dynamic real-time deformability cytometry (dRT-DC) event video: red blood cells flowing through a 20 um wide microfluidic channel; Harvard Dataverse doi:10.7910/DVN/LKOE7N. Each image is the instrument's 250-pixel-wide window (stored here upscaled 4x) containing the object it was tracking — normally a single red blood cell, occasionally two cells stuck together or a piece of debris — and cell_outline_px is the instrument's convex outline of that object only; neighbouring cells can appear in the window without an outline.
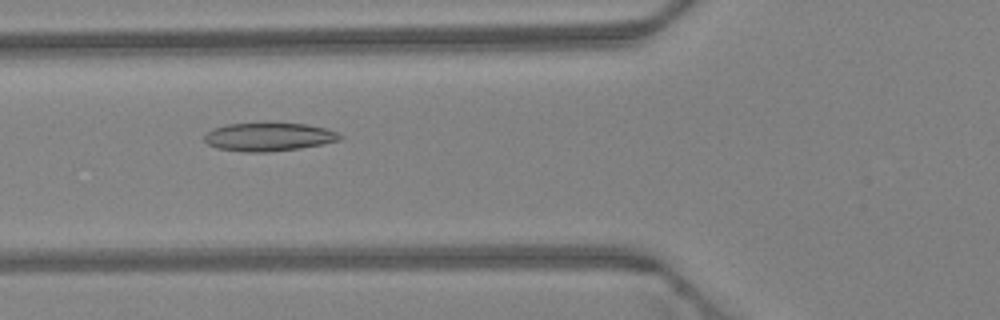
{"species": "Egyptian fruit bat (a non-hibernating species)", "species_latin": "Rousettus aegyptiacus", "temperature_condition": "warm", "stored_images_in_passage": 47, "camera_frame_rate_fps": 3000, "um_per_image_px": 0.085, "animal": {"sex": "female"}, "frame": {"image": 1, "passage_image": 18, "time_ms": 5.667, "image_size_px": [1000, 320], "cell_outline_px": [[344, 136], [340, 140], [324, 144], [300, 148], [268, 152], [244, 152], [216, 148], [208, 144], [204, 140], [204, 136], [212, 128], [228, 124], [304, 124], [324, 128], [336, 132]], "centroid_in_image_um": [22.83, 11.65], "position_along_channel_um": 103.0, "area_um2": 22.14}}
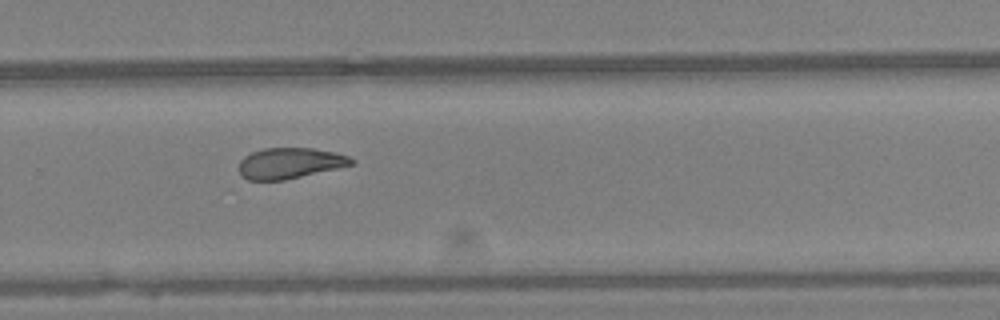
{"frame": {"image": 2, "passage_image": 32, "time_ms": 10.333, "image_size_px": [1000, 320], "cell_outline_px": [[356, 160], [352, 164], [336, 168], [284, 180], [248, 180], [240, 176], [240, 160], [244, 156], [252, 152], [264, 148], [312, 148], [336, 152], [348, 156]], "centroid_in_image_um": [24.62, 13.86], "position_along_channel_um": 305.2, "area_um2": 20.06}}
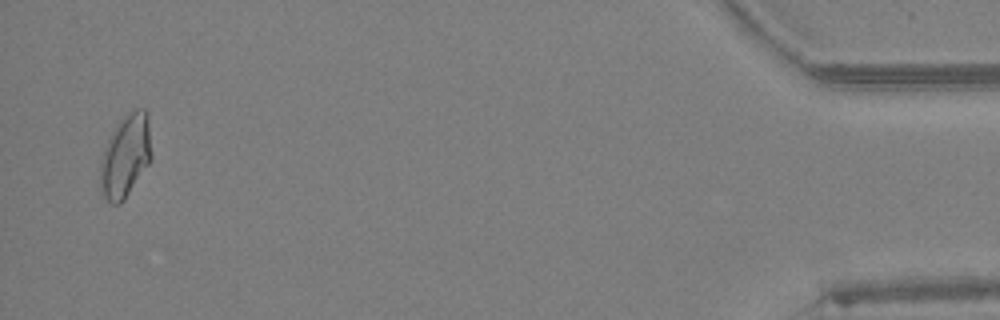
{"frame": {"image": 3, "passage_image": 46, "time_ms": 15.0, "image_size_px": [1000, 320], "cell_outline_px": [[152, 160], [124, 200], [120, 204], [112, 204], [100, 192], [100, 160], [108, 140], [116, 124], [128, 112], [136, 108], [144, 108], [148, 112], [152, 156]], "centroid_in_image_um": [10.69, 13.25], "position_along_channel_um": 424.5, "area_um2": 25.03}, "authors_computed_cell_mechanics": {"area_um2": 22.0218, "velocity_mm_per_s": 4.3474, "shape_relaxation_time_tau1_ms": null, "shape_relaxation_time_tau2_ms": 3.2085, "deformation_change_tau1": null, "deformation_change_tau2": 0.1072}}